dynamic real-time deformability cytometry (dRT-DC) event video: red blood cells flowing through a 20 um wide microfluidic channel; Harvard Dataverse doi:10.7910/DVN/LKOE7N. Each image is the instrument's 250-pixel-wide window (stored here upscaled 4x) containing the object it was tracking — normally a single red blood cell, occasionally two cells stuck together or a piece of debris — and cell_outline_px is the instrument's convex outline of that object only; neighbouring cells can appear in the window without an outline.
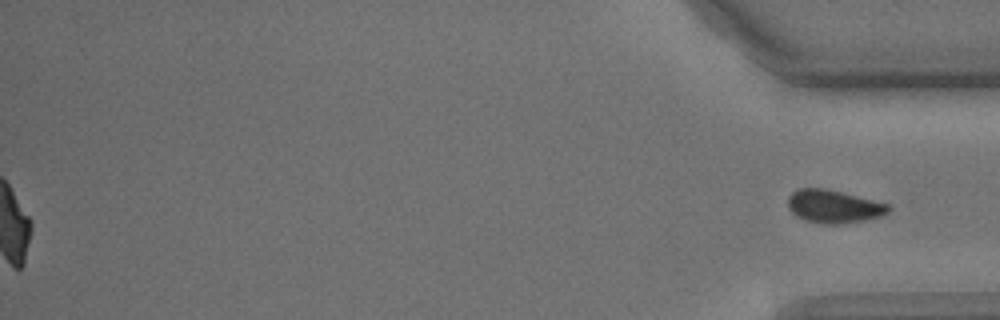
{"species": "common noctule bat (a hibernating species)", "species_latin": "Nyctalus noctula", "temperature_condition": "cold", "stored_images_in_passage": 42, "segment_of_instrument_passage": [2, 2], "camera_frame_rate_fps": 3000, "um_per_image_px": 0.085, "animal": {"sex": "male", "body_mass_g": 15.6}, "frame": {"image": 1, "passage_image": 42, "time_ms": 13.667, "image_size_px": [1000, 320], "cell_outline_px": [[892, 208], [888, 212], [880, 216], [864, 220], [832, 224], [824, 224], [804, 220], [796, 216], [788, 208], [788, 196], [792, 192], [800, 188], [824, 188], [888, 204]], "centroid_in_image_um": [70.82, 17.55], "position_along_channel_um": 364.4, "area_um2": 19.07}}